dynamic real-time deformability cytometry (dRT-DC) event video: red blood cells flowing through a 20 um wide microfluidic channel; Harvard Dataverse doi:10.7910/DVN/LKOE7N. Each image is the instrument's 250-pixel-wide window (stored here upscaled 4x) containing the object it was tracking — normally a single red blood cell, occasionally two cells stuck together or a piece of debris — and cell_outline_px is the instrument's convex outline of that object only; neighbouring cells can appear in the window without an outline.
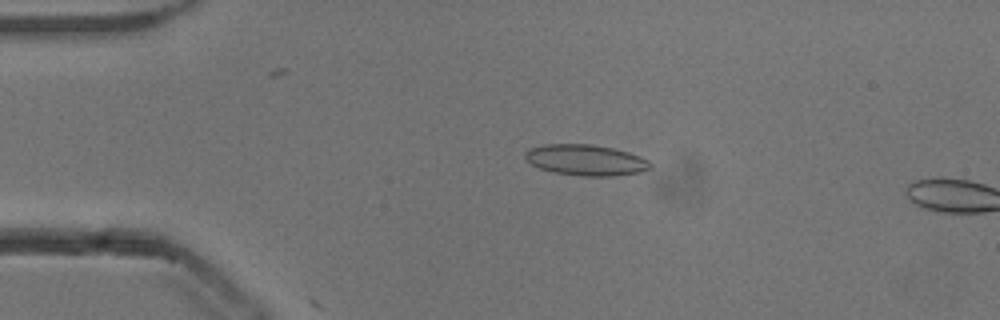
{"species": "common noctule bat (a hibernating species)", "species_latin": "Nyctalus noctula", "temperature_condition": "cold", "stored_images_in_passage": 15, "camera_frame_rate_fps": 3000, "um_per_image_px": 0.085, "animal": {"sex": "male", "body_mass_g": 13.3}, "frame": {"image": 1, "passage_image": 12, "time_ms": 3.667, "image_size_px": [1000, 320], "cell_outline_px": [[652, 164], [648, 168], [640, 172], [612, 176], [584, 176], [556, 172], [540, 168], [532, 164], [524, 156], [524, 152], [528, 148], [544, 144], [592, 144], [612, 148], [628, 152], [640, 156], [648, 160]], "centroid_in_image_um": [49.78, 13.59], "position_along_channel_um": 35.2, "area_um2": 22.37}}